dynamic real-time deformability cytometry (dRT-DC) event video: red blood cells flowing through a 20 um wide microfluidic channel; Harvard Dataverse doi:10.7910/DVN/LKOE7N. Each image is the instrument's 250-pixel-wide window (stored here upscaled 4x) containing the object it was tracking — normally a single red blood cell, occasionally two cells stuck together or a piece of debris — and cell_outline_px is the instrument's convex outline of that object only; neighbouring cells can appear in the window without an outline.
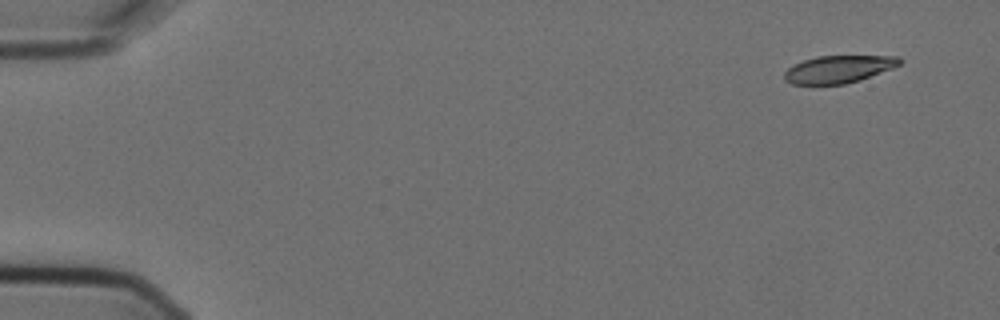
{"species": "Egyptian fruit bat (a non-hibernating species)", "species_latin": "Rousettus aegyptiacus", "temperature_condition": "cold", "stored_images_in_passage": 7, "camera_frame_rate_fps": 3000, "um_per_image_px": 0.085, "animal": {"sex": "female"}, "frame": {"image": 1, "passage_image": 1, "time_ms": 0.0, "image_size_px": [1000, 320], "cell_outline_px": [[904, 60], [900, 64], [892, 68], [860, 80], [844, 84], [792, 84], [784, 80], [784, 72], [788, 68], [804, 60], [816, 56], [900, 56]], "centroid_in_image_um": [71.29, 5.88], "position_along_channel_um": 13.7, "area_um2": 18.38}}
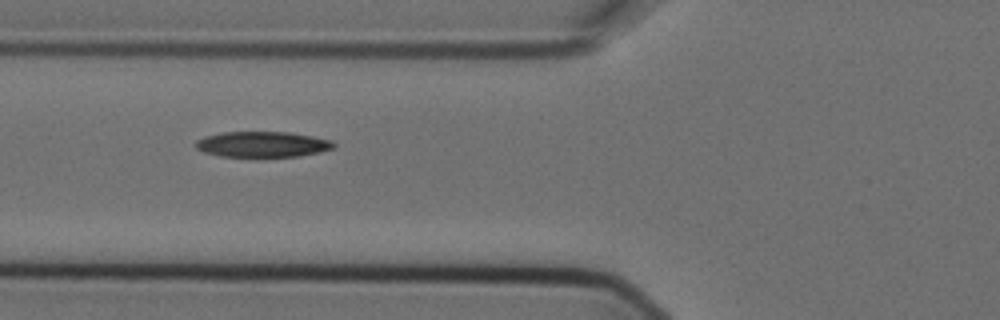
{"frame": {"image": 2, "passage_image": 6, "time_ms": 1.667, "image_size_px": [1000, 320], "cell_outline_px": [[336, 148], [320, 152], [300, 156], [220, 156], [204, 152], [196, 148], [196, 140], [204, 136], [224, 132], [288, 132], [312, 136], [332, 140], [336, 144]], "centroid_in_image_um": [22.34, 12.26], "position_along_channel_um": 103.5, "area_um2": 20.58}}
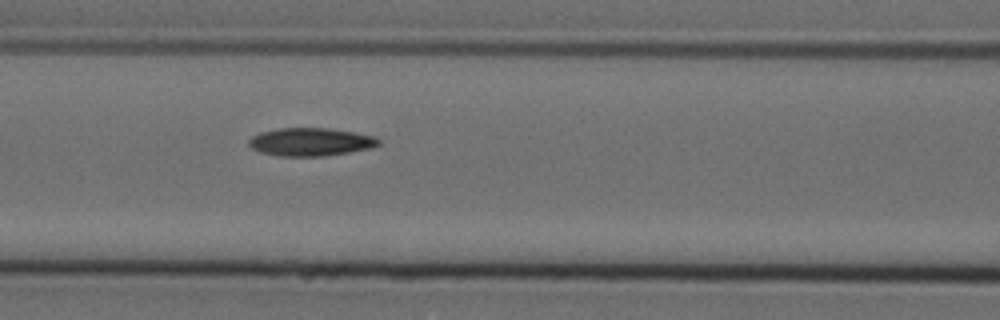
{"frame": {"image": 3, "passage_image": 7, "time_ms": 2.0, "image_size_px": [1000, 320], "cell_outline_px": [[380, 144], [372, 148], [324, 156], [276, 156], [260, 152], [252, 148], [248, 144], [248, 140], [252, 136], [260, 132], [280, 128], [328, 128], [376, 136], [380, 140]], "centroid_in_image_um": [26.39, 12.06], "position_along_channel_um": 140.2, "area_um2": 21.27}}